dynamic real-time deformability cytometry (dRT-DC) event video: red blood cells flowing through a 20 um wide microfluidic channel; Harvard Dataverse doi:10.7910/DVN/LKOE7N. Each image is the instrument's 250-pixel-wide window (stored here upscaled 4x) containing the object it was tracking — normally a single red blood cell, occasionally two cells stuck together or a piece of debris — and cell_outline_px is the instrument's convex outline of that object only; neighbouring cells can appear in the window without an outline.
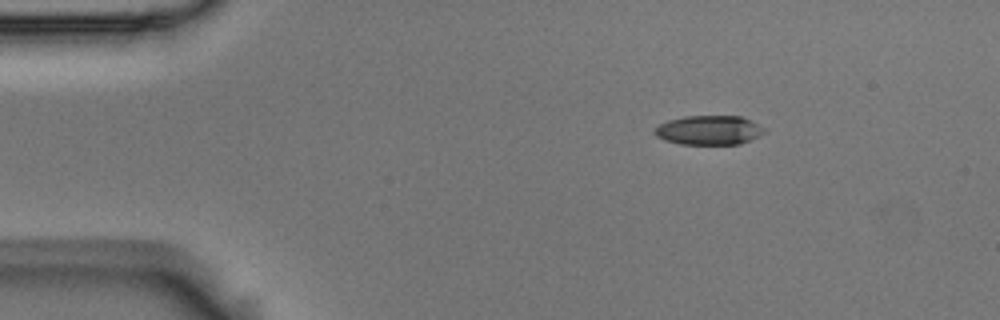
{"species": "Egyptian fruit bat (a non-hibernating species)", "species_latin": "Rousettus aegyptiacus", "temperature_condition": "room temperature", "stored_images_in_passage": 3, "camera_frame_rate_fps": 3000, "um_per_image_px": 0.085, "animal": {"sex": "male"}, "frame": {"image": 1, "passage_image": 1, "time_ms": 0.0, "image_size_px": [1000, 320], "cell_outline_px": [[764, 132], [740, 144], [680, 144], [664, 140], [656, 136], [652, 132], [660, 124], [668, 120], [684, 116], [740, 116], [764, 128]], "centroid_in_image_um": [60.19, 11.06], "position_along_channel_um": 24.8, "area_um2": 18.44}}